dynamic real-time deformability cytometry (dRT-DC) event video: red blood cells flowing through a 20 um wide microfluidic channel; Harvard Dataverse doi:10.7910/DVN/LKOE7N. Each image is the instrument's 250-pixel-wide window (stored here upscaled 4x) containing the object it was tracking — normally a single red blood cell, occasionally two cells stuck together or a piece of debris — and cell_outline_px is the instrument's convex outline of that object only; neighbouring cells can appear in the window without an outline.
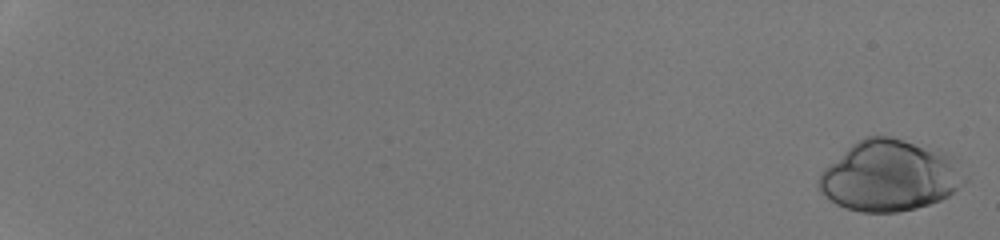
{"species": "human", "species_latin": "Homo sapiens", "temperature_condition": "room temperature", "stored_images_in_passage": 52, "camera_frame_rate_fps": 3000, "um_per_image_px": 0.085, "donor": {"sex": "male"}, "frame": {"image": 1, "passage_image": 1, "time_ms": 0.0, "image_size_px": [1000, 240], "cell_outline_px": [[968, 180], [948, 196], [940, 200], [916, 208], [896, 212], [864, 212], [844, 208], [836, 204], [820, 192], [816, 184], [824, 168], [852, 144], [864, 136], [892, 136], [936, 148], [944, 152], [968, 176]], "centroid_in_image_um": [75.61, 14.94], "position_along_channel_um": 9.4, "area_um2": 60.29}}
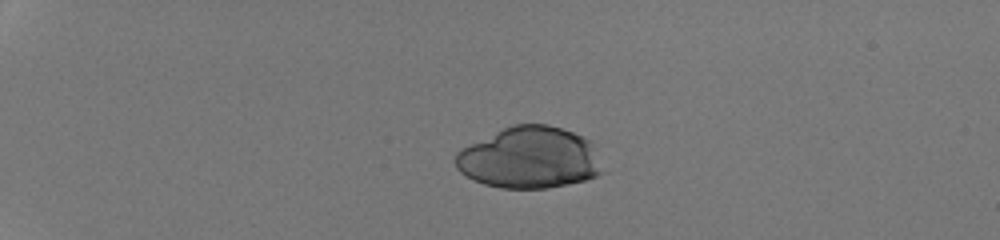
{"frame": {"image": 2, "passage_image": 15, "time_ms": 4.667, "image_size_px": [1000, 240], "cell_outline_px": [[604, 172], [596, 176], [584, 180], [568, 184], [548, 188], [500, 188], [484, 184], [460, 172], [456, 168], [456, 152], [512, 124], [548, 124], [572, 132], [592, 140]], "centroid_in_image_um": [45.06, 13.42], "position_along_channel_um": 39.9, "area_um2": 52.42}}